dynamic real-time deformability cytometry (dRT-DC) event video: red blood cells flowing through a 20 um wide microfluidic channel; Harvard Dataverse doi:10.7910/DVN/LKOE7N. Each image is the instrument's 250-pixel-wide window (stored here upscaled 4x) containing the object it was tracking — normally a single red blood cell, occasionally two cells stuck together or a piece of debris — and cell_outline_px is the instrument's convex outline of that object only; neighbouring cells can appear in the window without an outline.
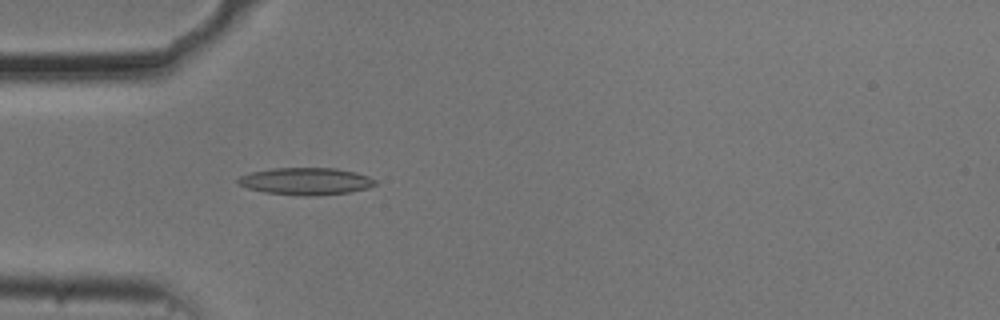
{"species": "common noctule bat (a hibernating species)", "species_latin": "Nyctalus noctula", "temperature_condition": "cold", "stored_images_in_passage": 54, "camera_frame_rate_fps": 3000, "um_per_image_px": 0.085, "animal": {"sex": "male", "body_mass_g": 20.5, "forearm_length_mm": 52.5}, "frame": {"image": 1, "passage_image": 16, "time_ms": 5.0, "image_size_px": [1000, 320], "cell_outline_px": [[376, 184], [368, 188], [348, 192], [316, 196], [304, 196], [264, 192], [248, 188], [236, 184], [236, 180], [240, 176], [252, 172], [276, 168], [336, 168], [356, 172], [368, 176], [376, 180]], "centroid_in_image_um": [25.99, 15.41], "position_along_channel_um": 59.0, "area_um2": 21.73}}
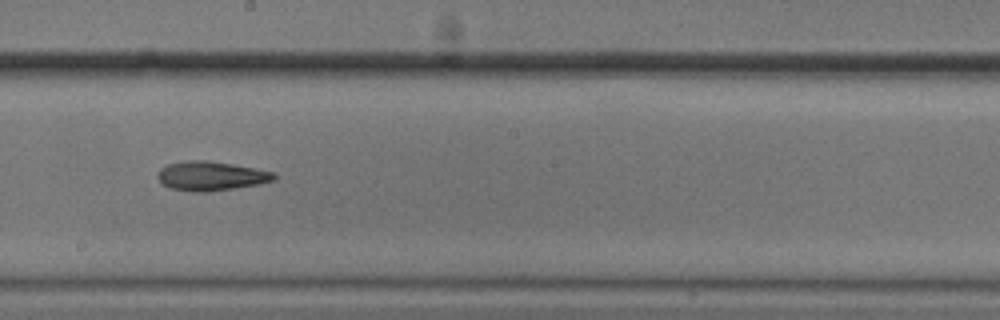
{"frame": {"image": 2, "passage_image": 30, "time_ms": 9.667, "image_size_px": [1000, 320], "cell_outline_px": [[276, 180], [260, 184], [208, 192], [192, 192], [172, 188], [164, 184], [156, 176], [160, 168], [168, 164], [184, 160], [208, 160], [256, 168], [276, 172]], "centroid_in_image_um": [17.97, 14.95], "position_along_channel_um": 230.2, "area_um2": 20.0}}
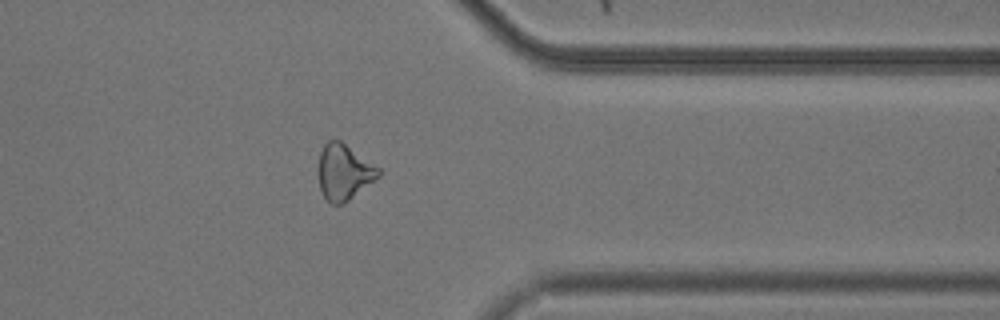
{"frame": {"image": 3, "passage_image": 43, "time_ms": 14.0, "image_size_px": [1000, 320], "cell_outline_px": [[380, 176], [344, 204], [332, 204], [324, 196], [320, 188], [320, 152], [324, 144], [328, 140], [340, 140], [380, 168]], "centroid_in_image_um": [29.26, 14.63], "position_along_channel_um": 382.1, "area_um2": 19.19}, "authors_computed_cell_mechanics": {"area_um2": 19.9988, "velocity_mm_per_s": 3.714, "shape_relaxation_time_tau1_ms": 7.0686, "shape_relaxation_time_tau2_ms": 9.2532, "deformation_change_tau1": 0.1605, "deformation_change_tau2": 0.2148}}